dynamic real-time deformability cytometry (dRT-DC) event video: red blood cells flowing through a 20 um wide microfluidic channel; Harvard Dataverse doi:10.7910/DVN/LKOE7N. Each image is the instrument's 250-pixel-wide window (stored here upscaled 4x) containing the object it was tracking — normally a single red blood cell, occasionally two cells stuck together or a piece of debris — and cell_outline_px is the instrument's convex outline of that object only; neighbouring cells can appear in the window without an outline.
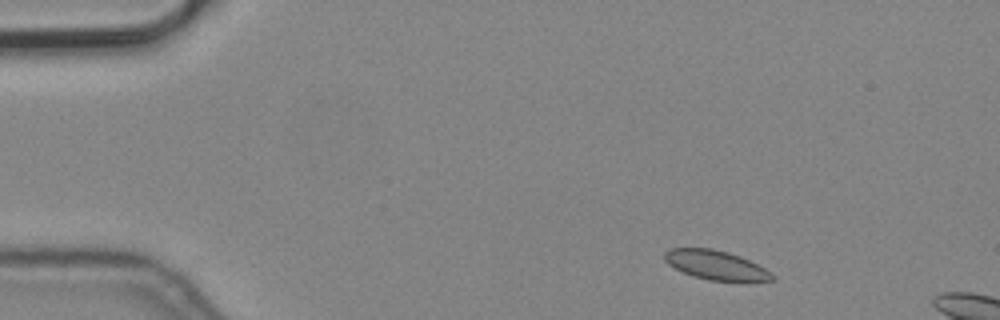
{"species": "common noctule bat (a hibernating species)", "species_latin": "Nyctalus noctula", "temperature_condition": "cold", "stored_images_in_passage": 3, "camera_frame_rate_fps": 3000, "um_per_image_px": 0.085, "animal": {"sex": "male", "body_mass_g": 19.2, "forearm_length_mm": 51.8}, "frame": {"image": 1, "passage_image": 1, "time_ms": 0.0, "image_size_px": [1000, 320], "cell_outline_px": [[776, 280], [744, 284], [708, 280], [692, 276], [668, 264], [664, 260], [664, 252], [668, 248], [712, 248], [728, 252], [740, 256], [772, 272], [776, 276]], "centroid_in_image_um": [60.94, 22.58], "position_along_channel_um": 24.1, "area_um2": 19.13}}